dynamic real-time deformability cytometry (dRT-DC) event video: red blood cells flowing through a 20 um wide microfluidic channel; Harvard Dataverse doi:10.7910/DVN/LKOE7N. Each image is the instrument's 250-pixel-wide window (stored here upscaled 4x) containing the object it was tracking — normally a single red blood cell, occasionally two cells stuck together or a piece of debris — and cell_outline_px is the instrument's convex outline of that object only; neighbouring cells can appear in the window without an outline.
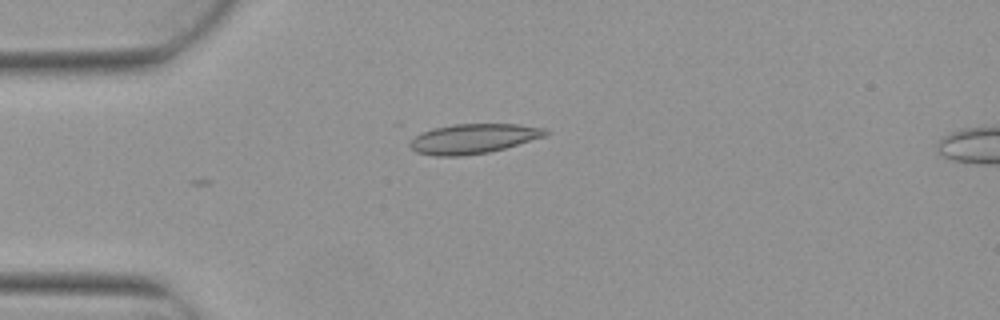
{"species": "Egyptian fruit bat (a non-hibernating species)", "species_latin": "Rousettus aegyptiacus", "temperature_condition": "warm", "stored_images_in_passage": 6, "camera_frame_rate_fps": 3000, "um_per_image_px": 0.085, "animal": {"sex": "female"}, "frame": {"image": 1, "passage_image": 4, "time_ms": 1.0, "image_size_px": [1000, 320], "cell_outline_px": [[552, 132], [548, 136], [504, 148], [488, 152], [460, 156], [432, 156], [416, 152], [408, 144], [420, 132], [432, 128], [452, 124], [520, 124], [548, 128]], "centroid_in_image_um": [40.29, 11.77], "position_along_channel_um": 44.7, "area_um2": 23.81}}
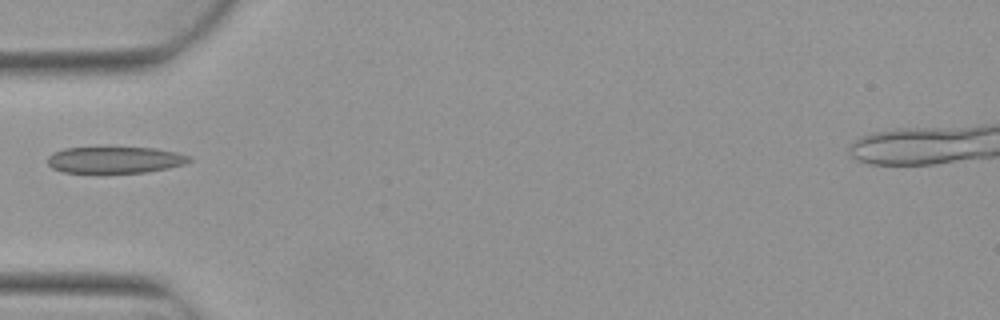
{"frame": {"image": 2, "passage_image": 5, "time_ms": 1.333, "image_size_px": [1000, 320], "cell_outline_px": [[192, 160], [184, 164], [168, 168], [148, 172], [104, 176], [64, 172], [52, 168], [48, 164], [48, 156], [64, 148], [108, 144], [156, 148], [176, 152], [188, 156]], "centroid_in_image_um": [9.72, 13.59], "position_along_channel_um": 75.3, "area_um2": 24.04}}